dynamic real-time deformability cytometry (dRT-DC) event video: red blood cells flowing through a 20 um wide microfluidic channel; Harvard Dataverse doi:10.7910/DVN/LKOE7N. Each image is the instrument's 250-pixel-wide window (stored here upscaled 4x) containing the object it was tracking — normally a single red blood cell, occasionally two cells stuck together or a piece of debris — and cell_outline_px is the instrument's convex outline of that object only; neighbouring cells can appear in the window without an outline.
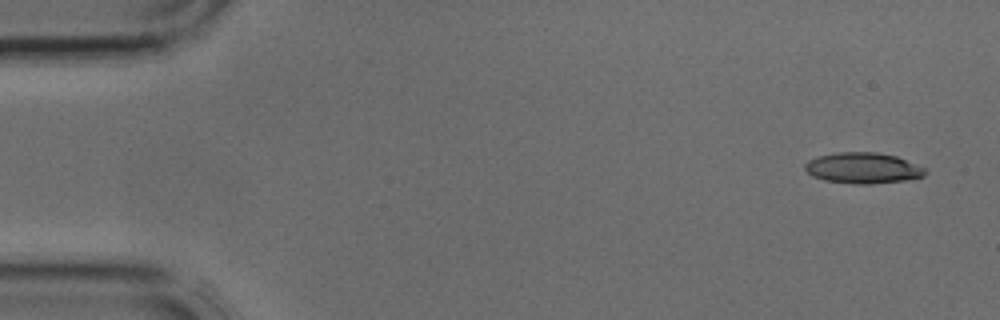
{"species": "common noctule bat (a hibernating species)", "species_latin": "Nyctalus noctula", "temperature_condition": "cold", "stored_images_in_passage": 3, "camera_frame_rate_fps": 3000, "um_per_image_px": 0.085, "animal": {"sex": "male", "body_mass_g": 17.9, "forearm_length_mm": 54.2}, "frame": {"image": 1, "passage_image": 1, "time_ms": 0.0, "image_size_px": [1000, 320], "cell_outline_px": [[928, 172], [924, 176], [908, 180], [872, 184], [856, 184], [824, 180], [812, 176], [804, 168], [804, 164], [808, 160], [820, 156], [836, 152], [876, 152], [896, 156], [924, 168]], "centroid_in_image_um": [73.35, 14.29], "position_along_channel_um": 11.7, "area_um2": 21.62}}